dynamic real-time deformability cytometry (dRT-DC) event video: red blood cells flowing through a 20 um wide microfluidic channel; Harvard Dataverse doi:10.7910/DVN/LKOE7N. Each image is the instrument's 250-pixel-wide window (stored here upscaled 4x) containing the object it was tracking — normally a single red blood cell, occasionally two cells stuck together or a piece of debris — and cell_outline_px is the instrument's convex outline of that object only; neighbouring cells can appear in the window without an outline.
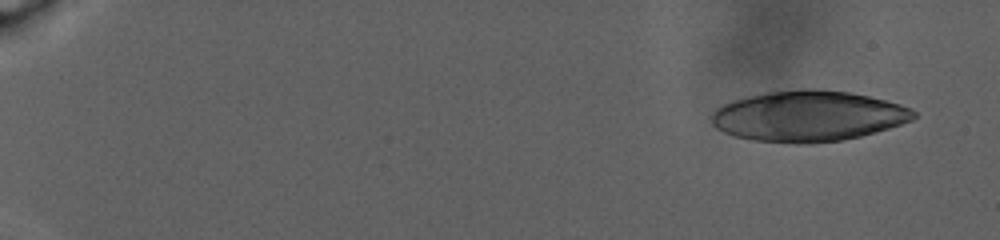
{"species": "human", "species_latin": "Homo sapiens", "temperature_condition": "warm", "stored_images_in_passage": 30, "camera_frame_rate_fps": 3000, "um_per_image_px": 0.085, "donor": {"sex": "male"}, "frame": {"image": 1, "passage_image": 2, "time_ms": 1.0, "image_size_px": [1000, 240], "cell_outline_px": [[916, 116], [912, 120], [888, 128], [860, 136], [844, 140], [812, 144], [796, 144], [752, 140], [736, 136], [724, 132], [716, 128], [712, 124], [712, 112], [716, 108], [732, 100], [748, 96], [768, 92], [804, 88], [820, 88], [848, 92], [868, 96], [900, 104], [912, 108], [916, 112]], "centroid_in_image_um": [68.69, 9.87], "position_along_channel_um": 16.3, "area_um2": 59.94}}
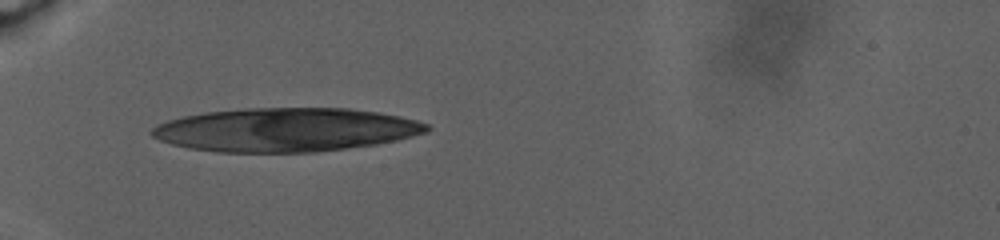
{"frame": {"image": 2, "passage_image": 12, "time_ms": 9.667, "image_size_px": [1000, 240], "cell_outline_px": [[432, 128], [428, 132], [396, 140], [376, 144], [316, 152], [216, 152], [188, 148], [172, 144], [160, 140], [152, 136], [148, 132], [156, 124], [168, 120], [184, 116], [204, 112], [244, 108], [348, 108], [376, 112], [400, 116], [416, 120], [428, 124]], "centroid_in_image_um": [24.25, 11.03], "position_along_channel_um": 60.7, "area_um2": 70.17}}